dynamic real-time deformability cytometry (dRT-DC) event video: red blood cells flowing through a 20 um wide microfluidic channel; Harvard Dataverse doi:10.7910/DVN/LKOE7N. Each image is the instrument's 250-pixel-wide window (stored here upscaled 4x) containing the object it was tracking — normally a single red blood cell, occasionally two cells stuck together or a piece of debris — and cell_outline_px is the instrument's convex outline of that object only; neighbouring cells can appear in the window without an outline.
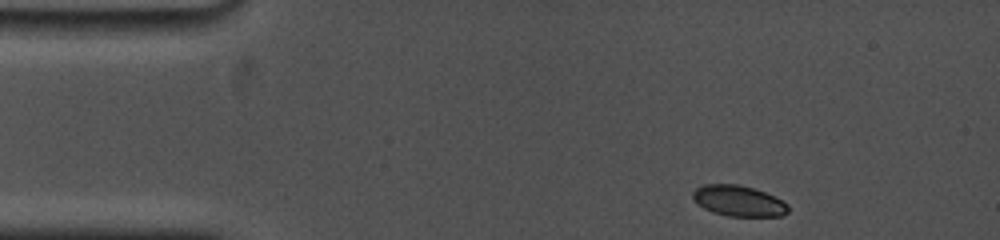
{"species": "common noctule bat (a hibernating species)", "species_latin": "Nyctalus noctula", "temperature_condition": "cold", "stored_images_in_passage": 7, "camera_frame_rate_fps": 5000, "um_per_image_px": 0.085, "animal": {"sex": "female", "body_mass_g": 19.0, "forearm_length_mm": 53.3}, "frame": {"image": 1, "passage_image": 1, "time_ms": 0.0, "image_size_px": [1000, 240], "cell_outline_px": [[788, 212], [784, 216], [728, 216], [712, 212], [696, 204], [692, 196], [692, 192], [696, 188], [704, 184], [736, 184], [752, 188], [764, 192], [788, 204]], "centroid_in_image_um": [62.74, 17.08], "position_along_channel_um": 22.3, "area_um2": 17.05}}
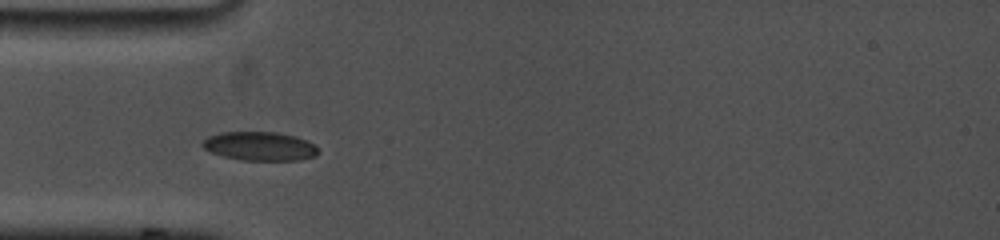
{"frame": {"image": 2, "passage_image": 6, "time_ms": 3.0, "image_size_px": [1000, 240], "cell_outline_px": [[320, 152], [316, 156], [300, 160], [244, 160], [224, 156], [212, 152], [204, 148], [200, 144], [208, 136], [220, 132], [276, 132], [296, 136], [316, 144]], "centroid_in_image_um": [22.13, 12.42], "position_along_channel_um": 62.9, "area_um2": 19.54}}